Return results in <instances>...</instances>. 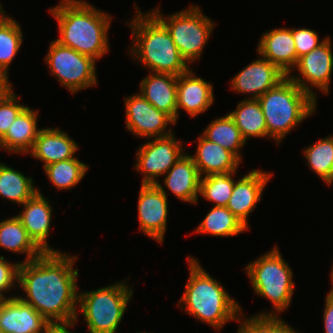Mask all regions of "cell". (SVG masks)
<instances>
[{
  "label": "cell",
  "instance_id": "cell-14",
  "mask_svg": "<svg viewBox=\"0 0 333 333\" xmlns=\"http://www.w3.org/2000/svg\"><path fill=\"white\" fill-rule=\"evenodd\" d=\"M258 58L248 63L230 80V90L241 95H249L245 99H258L269 89L277 86L287 75L266 58L258 54Z\"/></svg>",
  "mask_w": 333,
  "mask_h": 333
},
{
  "label": "cell",
  "instance_id": "cell-28",
  "mask_svg": "<svg viewBox=\"0 0 333 333\" xmlns=\"http://www.w3.org/2000/svg\"><path fill=\"white\" fill-rule=\"evenodd\" d=\"M248 229L227 207L212 206L193 233L216 237L237 236Z\"/></svg>",
  "mask_w": 333,
  "mask_h": 333
},
{
  "label": "cell",
  "instance_id": "cell-43",
  "mask_svg": "<svg viewBox=\"0 0 333 333\" xmlns=\"http://www.w3.org/2000/svg\"><path fill=\"white\" fill-rule=\"evenodd\" d=\"M333 265V264H332ZM330 273V281H331V289H330V292H333V266H332V268H331V272H329Z\"/></svg>",
  "mask_w": 333,
  "mask_h": 333
},
{
  "label": "cell",
  "instance_id": "cell-23",
  "mask_svg": "<svg viewBox=\"0 0 333 333\" xmlns=\"http://www.w3.org/2000/svg\"><path fill=\"white\" fill-rule=\"evenodd\" d=\"M197 139V140H196ZM194 155L188 154L194 161L201 177L212 173L238 171L241 161L229 150L206 139L202 134L196 138Z\"/></svg>",
  "mask_w": 333,
  "mask_h": 333
},
{
  "label": "cell",
  "instance_id": "cell-11",
  "mask_svg": "<svg viewBox=\"0 0 333 333\" xmlns=\"http://www.w3.org/2000/svg\"><path fill=\"white\" fill-rule=\"evenodd\" d=\"M330 36L317 48L298 58L294 69L297 75L291 72L288 77L293 80L304 92L317 101L319 90L322 94H329L333 72V48ZM315 90H314V89Z\"/></svg>",
  "mask_w": 333,
  "mask_h": 333
},
{
  "label": "cell",
  "instance_id": "cell-2",
  "mask_svg": "<svg viewBox=\"0 0 333 333\" xmlns=\"http://www.w3.org/2000/svg\"><path fill=\"white\" fill-rule=\"evenodd\" d=\"M49 13L58 24L61 45L99 60L110 52L109 29L113 15L87 0H60Z\"/></svg>",
  "mask_w": 333,
  "mask_h": 333
},
{
  "label": "cell",
  "instance_id": "cell-33",
  "mask_svg": "<svg viewBox=\"0 0 333 333\" xmlns=\"http://www.w3.org/2000/svg\"><path fill=\"white\" fill-rule=\"evenodd\" d=\"M23 30L10 15L0 22V72L9 76V66L23 43Z\"/></svg>",
  "mask_w": 333,
  "mask_h": 333
},
{
  "label": "cell",
  "instance_id": "cell-7",
  "mask_svg": "<svg viewBox=\"0 0 333 333\" xmlns=\"http://www.w3.org/2000/svg\"><path fill=\"white\" fill-rule=\"evenodd\" d=\"M126 281L122 279L91 291L79 290L76 323L80 311L89 333H119L118 326L134 294L133 286Z\"/></svg>",
  "mask_w": 333,
  "mask_h": 333
},
{
  "label": "cell",
  "instance_id": "cell-20",
  "mask_svg": "<svg viewBox=\"0 0 333 333\" xmlns=\"http://www.w3.org/2000/svg\"><path fill=\"white\" fill-rule=\"evenodd\" d=\"M256 53L269 60L288 76L297 64L292 27L272 28L265 31L257 44Z\"/></svg>",
  "mask_w": 333,
  "mask_h": 333
},
{
  "label": "cell",
  "instance_id": "cell-8",
  "mask_svg": "<svg viewBox=\"0 0 333 333\" xmlns=\"http://www.w3.org/2000/svg\"><path fill=\"white\" fill-rule=\"evenodd\" d=\"M150 11L167 28L187 64L191 66L193 62L200 61L217 23L206 16L200 6L194 4L167 16L160 12L159 7Z\"/></svg>",
  "mask_w": 333,
  "mask_h": 333
},
{
  "label": "cell",
  "instance_id": "cell-1",
  "mask_svg": "<svg viewBox=\"0 0 333 333\" xmlns=\"http://www.w3.org/2000/svg\"><path fill=\"white\" fill-rule=\"evenodd\" d=\"M77 255L66 252H44L38 258L21 262L17 295L50 323L75 321L78 307Z\"/></svg>",
  "mask_w": 333,
  "mask_h": 333
},
{
  "label": "cell",
  "instance_id": "cell-46",
  "mask_svg": "<svg viewBox=\"0 0 333 333\" xmlns=\"http://www.w3.org/2000/svg\"><path fill=\"white\" fill-rule=\"evenodd\" d=\"M0 333H4V332H3V329L1 328V326H0Z\"/></svg>",
  "mask_w": 333,
  "mask_h": 333
},
{
  "label": "cell",
  "instance_id": "cell-13",
  "mask_svg": "<svg viewBox=\"0 0 333 333\" xmlns=\"http://www.w3.org/2000/svg\"><path fill=\"white\" fill-rule=\"evenodd\" d=\"M139 230L157 243H164L168 219V196L156 184H141L138 194Z\"/></svg>",
  "mask_w": 333,
  "mask_h": 333
},
{
  "label": "cell",
  "instance_id": "cell-12",
  "mask_svg": "<svg viewBox=\"0 0 333 333\" xmlns=\"http://www.w3.org/2000/svg\"><path fill=\"white\" fill-rule=\"evenodd\" d=\"M125 127L139 138L166 137L174 133L177 123L166 113L150 104L139 92L124 98ZM169 126V127H168Z\"/></svg>",
  "mask_w": 333,
  "mask_h": 333
},
{
  "label": "cell",
  "instance_id": "cell-35",
  "mask_svg": "<svg viewBox=\"0 0 333 333\" xmlns=\"http://www.w3.org/2000/svg\"><path fill=\"white\" fill-rule=\"evenodd\" d=\"M258 333H302L281 316H242Z\"/></svg>",
  "mask_w": 333,
  "mask_h": 333
},
{
  "label": "cell",
  "instance_id": "cell-31",
  "mask_svg": "<svg viewBox=\"0 0 333 333\" xmlns=\"http://www.w3.org/2000/svg\"><path fill=\"white\" fill-rule=\"evenodd\" d=\"M302 150L308 169L329 186L333 166V134L315 141Z\"/></svg>",
  "mask_w": 333,
  "mask_h": 333
},
{
  "label": "cell",
  "instance_id": "cell-45",
  "mask_svg": "<svg viewBox=\"0 0 333 333\" xmlns=\"http://www.w3.org/2000/svg\"><path fill=\"white\" fill-rule=\"evenodd\" d=\"M136 333H150V332H146V331H145V332H140V331H139V332H136ZM151 333H154V332H151Z\"/></svg>",
  "mask_w": 333,
  "mask_h": 333
},
{
  "label": "cell",
  "instance_id": "cell-34",
  "mask_svg": "<svg viewBox=\"0 0 333 333\" xmlns=\"http://www.w3.org/2000/svg\"><path fill=\"white\" fill-rule=\"evenodd\" d=\"M21 98L14 89L0 101V140L6 135L10 125L27 107L20 104Z\"/></svg>",
  "mask_w": 333,
  "mask_h": 333
},
{
  "label": "cell",
  "instance_id": "cell-39",
  "mask_svg": "<svg viewBox=\"0 0 333 333\" xmlns=\"http://www.w3.org/2000/svg\"><path fill=\"white\" fill-rule=\"evenodd\" d=\"M74 326H76V321L69 323H50L47 333H73L70 329Z\"/></svg>",
  "mask_w": 333,
  "mask_h": 333
},
{
  "label": "cell",
  "instance_id": "cell-40",
  "mask_svg": "<svg viewBox=\"0 0 333 333\" xmlns=\"http://www.w3.org/2000/svg\"><path fill=\"white\" fill-rule=\"evenodd\" d=\"M12 84L9 81V76L0 72V101L13 90Z\"/></svg>",
  "mask_w": 333,
  "mask_h": 333
},
{
  "label": "cell",
  "instance_id": "cell-6",
  "mask_svg": "<svg viewBox=\"0 0 333 333\" xmlns=\"http://www.w3.org/2000/svg\"><path fill=\"white\" fill-rule=\"evenodd\" d=\"M244 269L253 292L272 305V310H262L251 316H280L290 308L295 290L293 270L277 245L250 261Z\"/></svg>",
  "mask_w": 333,
  "mask_h": 333
},
{
  "label": "cell",
  "instance_id": "cell-42",
  "mask_svg": "<svg viewBox=\"0 0 333 333\" xmlns=\"http://www.w3.org/2000/svg\"><path fill=\"white\" fill-rule=\"evenodd\" d=\"M6 11L3 9V6H0V22L7 16Z\"/></svg>",
  "mask_w": 333,
  "mask_h": 333
},
{
  "label": "cell",
  "instance_id": "cell-32",
  "mask_svg": "<svg viewBox=\"0 0 333 333\" xmlns=\"http://www.w3.org/2000/svg\"><path fill=\"white\" fill-rule=\"evenodd\" d=\"M236 173L237 171L212 173L201 177L199 195L214 204L213 206L226 207L232 194Z\"/></svg>",
  "mask_w": 333,
  "mask_h": 333
},
{
  "label": "cell",
  "instance_id": "cell-21",
  "mask_svg": "<svg viewBox=\"0 0 333 333\" xmlns=\"http://www.w3.org/2000/svg\"><path fill=\"white\" fill-rule=\"evenodd\" d=\"M79 150L77 142L70 137L68 132L60 128H42L31 151L28 153L35 160L43 163V168L49 164L75 158Z\"/></svg>",
  "mask_w": 333,
  "mask_h": 333
},
{
  "label": "cell",
  "instance_id": "cell-44",
  "mask_svg": "<svg viewBox=\"0 0 333 333\" xmlns=\"http://www.w3.org/2000/svg\"><path fill=\"white\" fill-rule=\"evenodd\" d=\"M333 184V166H332V170H331V175H330V185Z\"/></svg>",
  "mask_w": 333,
  "mask_h": 333
},
{
  "label": "cell",
  "instance_id": "cell-19",
  "mask_svg": "<svg viewBox=\"0 0 333 333\" xmlns=\"http://www.w3.org/2000/svg\"><path fill=\"white\" fill-rule=\"evenodd\" d=\"M50 322L17 295L0 300V326L4 333H47Z\"/></svg>",
  "mask_w": 333,
  "mask_h": 333
},
{
  "label": "cell",
  "instance_id": "cell-38",
  "mask_svg": "<svg viewBox=\"0 0 333 333\" xmlns=\"http://www.w3.org/2000/svg\"><path fill=\"white\" fill-rule=\"evenodd\" d=\"M323 328L324 333H333V292H328L324 300Z\"/></svg>",
  "mask_w": 333,
  "mask_h": 333
},
{
  "label": "cell",
  "instance_id": "cell-17",
  "mask_svg": "<svg viewBox=\"0 0 333 333\" xmlns=\"http://www.w3.org/2000/svg\"><path fill=\"white\" fill-rule=\"evenodd\" d=\"M201 77L196 76L191 68L177 76V121L181 110L195 118L215 103L213 84Z\"/></svg>",
  "mask_w": 333,
  "mask_h": 333
},
{
  "label": "cell",
  "instance_id": "cell-25",
  "mask_svg": "<svg viewBox=\"0 0 333 333\" xmlns=\"http://www.w3.org/2000/svg\"><path fill=\"white\" fill-rule=\"evenodd\" d=\"M0 248L13 254L25 255L22 262L36 259L44 253L16 215L0 221Z\"/></svg>",
  "mask_w": 333,
  "mask_h": 333
},
{
  "label": "cell",
  "instance_id": "cell-22",
  "mask_svg": "<svg viewBox=\"0 0 333 333\" xmlns=\"http://www.w3.org/2000/svg\"><path fill=\"white\" fill-rule=\"evenodd\" d=\"M139 93L177 123V76L149 72L140 82Z\"/></svg>",
  "mask_w": 333,
  "mask_h": 333
},
{
  "label": "cell",
  "instance_id": "cell-36",
  "mask_svg": "<svg viewBox=\"0 0 333 333\" xmlns=\"http://www.w3.org/2000/svg\"><path fill=\"white\" fill-rule=\"evenodd\" d=\"M9 261L10 260L7 261L3 255H0V300L15 297V294L6 296V293H9L10 291L12 292L14 288L18 289L19 267L21 261L19 260L15 263H10Z\"/></svg>",
  "mask_w": 333,
  "mask_h": 333
},
{
  "label": "cell",
  "instance_id": "cell-30",
  "mask_svg": "<svg viewBox=\"0 0 333 333\" xmlns=\"http://www.w3.org/2000/svg\"><path fill=\"white\" fill-rule=\"evenodd\" d=\"M89 168V165L79 160L78 156L65 161L49 164L43 168L48 180L56 190L73 189L79 184Z\"/></svg>",
  "mask_w": 333,
  "mask_h": 333
},
{
  "label": "cell",
  "instance_id": "cell-4",
  "mask_svg": "<svg viewBox=\"0 0 333 333\" xmlns=\"http://www.w3.org/2000/svg\"><path fill=\"white\" fill-rule=\"evenodd\" d=\"M134 5L135 18L125 22L132 34L129 56L149 72L176 76L186 73L191 67L180 55L164 24L150 10L143 12L136 3Z\"/></svg>",
  "mask_w": 333,
  "mask_h": 333
},
{
  "label": "cell",
  "instance_id": "cell-26",
  "mask_svg": "<svg viewBox=\"0 0 333 333\" xmlns=\"http://www.w3.org/2000/svg\"><path fill=\"white\" fill-rule=\"evenodd\" d=\"M242 137L246 140L251 138H268V129L265 117L258 99L240 100L236 109L229 112Z\"/></svg>",
  "mask_w": 333,
  "mask_h": 333
},
{
  "label": "cell",
  "instance_id": "cell-9",
  "mask_svg": "<svg viewBox=\"0 0 333 333\" xmlns=\"http://www.w3.org/2000/svg\"><path fill=\"white\" fill-rule=\"evenodd\" d=\"M49 72L71 94L98 85L96 64L92 57L52 40L44 59Z\"/></svg>",
  "mask_w": 333,
  "mask_h": 333
},
{
  "label": "cell",
  "instance_id": "cell-41",
  "mask_svg": "<svg viewBox=\"0 0 333 333\" xmlns=\"http://www.w3.org/2000/svg\"><path fill=\"white\" fill-rule=\"evenodd\" d=\"M237 333H258L243 317L238 321Z\"/></svg>",
  "mask_w": 333,
  "mask_h": 333
},
{
  "label": "cell",
  "instance_id": "cell-10",
  "mask_svg": "<svg viewBox=\"0 0 333 333\" xmlns=\"http://www.w3.org/2000/svg\"><path fill=\"white\" fill-rule=\"evenodd\" d=\"M173 133L166 137L146 139L136 151L135 170L143 175L141 184H155L185 154L181 139Z\"/></svg>",
  "mask_w": 333,
  "mask_h": 333
},
{
  "label": "cell",
  "instance_id": "cell-27",
  "mask_svg": "<svg viewBox=\"0 0 333 333\" xmlns=\"http://www.w3.org/2000/svg\"><path fill=\"white\" fill-rule=\"evenodd\" d=\"M38 191L32 176L0 162V197L21 206Z\"/></svg>",
  "mask_w": 333,
  "mask_h": 333
},
{
  "label": "cell",
  "instance_id": "cell-16",
  "mask_svg": "<svg viewBox=\"0 0 333 333\" xmlns=\"http://www.w3.org/2000/svg\"><path fill=\"white\" fill-rule=\"evenodd\" d=\"M39 189L38 187V191L22 204L23 210H20L16 216L32 240L44 252H60L49 245L48 238L52 228L53 206L50 199L46 198Z\"/></svg>",
  "mask_w": 333,
  "mask_h": 333
},
{
  "label": "cell",
  "instance_id": "cell-3",
  "mask_svg": "<svg viewBox=\"0 0 333 333\" xmlns=\"http://www.w3.org/2000/svg\"><path fill=\"white\" fill-rule=\"evenodd\" d=\"M189 268L185 290L177 306L201 323L221 331L228 322L239 321L243 308L197 258L187 256Z\"/></svg>",
  "mask_w": 333,
  "mask_h": 333
},
{
  "label": "cell",
  "instance_id": "cell-29",
  "mask_svg": "<svg viewBox=\"0 0 333 333\" xmlns=\"http://www.w3.org/2000/svg\"><path fill=\"white\" fill-rule=\"evenodd\" d=\"M203 131L202 135L206 139L229 150L241 162L243 161L240 153L247 142L229 113L213 119Z\"/></svg>",
  "mask_w": 333,
  "mask_h": 333
},
{
  "label": "cell",
  "instance_id": "cell-15",
  "mask_svg": "<svg viewBox=\"0 0 333 333\" xmlns=\"http://www.w3.org/2000/svg\"><path fill=\"white\" fill-rule=\"evenodd\" d=\"M274 173L253 169L236 178L227 208L249 229V215L261 202L262 194Z\"/></svg>",
  "mask_w": 333,
  "mask_h": 333
},
{
  "label": "cell",
  "instance_id": "cell-18",
  "mask_svg": "<svg viewBox=\"0 0 333 333\" xmlns=\"http://www.w3.org/2000/svg\"><path fill=\"white\" fill-rule=\"evenodd\" d=\"M201 175L189 154L186 152L164 175L163 183L156 184L167 196L170 191L184 203L197 204L199 199ZM164 184V185H163Z\"/></svg>",
  "mask_w": 333,
  "mask_h": 333
},
{
  "label": "cell",
  "instance_id": "cell-5",
  "mask_svg": "<svg viewBox=\"0 0 333 333\" xmlns=\"http://www.w3.org/2000/svg\"><path fill=\"white\" fill-rule=\"evenodd\" d=\"M268 129V138L278 146L301 122L314 116L317 102L288 76L258 98Z\"/></svg>",
  "mask_w": 333,
  "mask_h": 333
},
{
  "label": "cell",
  "instance_id": "cell-24",
  "mask_svg": "<svg viewBox=\"0 0 333 333\" xmlns=\"http://www.w3.org/2000/svg\"><path fill=\"white\" fill-rule=\"evenodd\" d=\"M39 110L27 106L10 125L0 140V149L10 154L27 155L42 128H38Z\"/></svg>",
  "mask_w": 333,
  "mask_h": 333
},
{
  "label": "cell",
  "instance_id": "cell-37",
  "mask_svg": "<svg viewBox=\"0 0 333 333\" xmlns=\"http://www.w3.org/2000/svg\"><path fill=\"white\" fill-rule=\"evenodd\" d=\"M318 32L309 28H292V36L295 44L297 61L301 56L309 53L322 44L328 36L320 40Z\"/></svg>",
  "mask_w": 333,
  "mask_h": 333
}]
</instances>
